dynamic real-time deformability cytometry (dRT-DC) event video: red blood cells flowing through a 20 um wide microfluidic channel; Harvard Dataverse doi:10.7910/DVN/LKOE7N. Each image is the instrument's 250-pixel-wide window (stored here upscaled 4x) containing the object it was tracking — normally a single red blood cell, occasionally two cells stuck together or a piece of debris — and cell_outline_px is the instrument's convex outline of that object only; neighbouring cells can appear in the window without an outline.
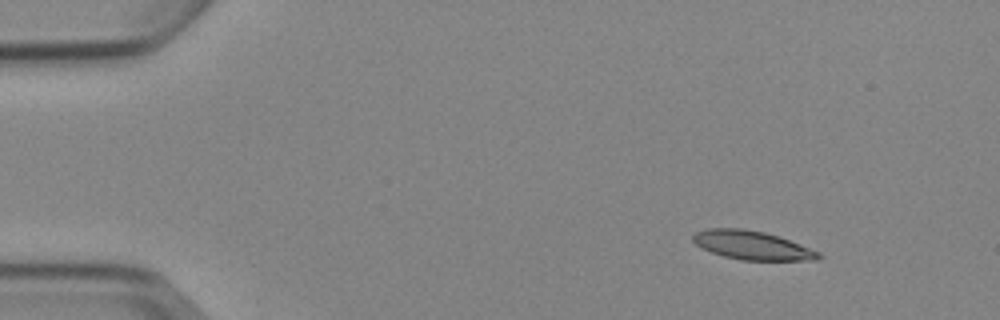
{"species": "Egyptian fruit bat (a non-hibernating species)", "species_latin": "Rousettus aegyptiacus", "temperature_condition": "cold", "stored_images_in_passage": 4, "camera_frame_rate_fps": 3000, "um_per_image_px": 0.085, "animal": {"sex": "female"}, "frame": {"image": 1, "passage_image": 1, "time_ms": 0.0, "image_size_px": [1000, 320], "cell_outline_px": [[824, 256], [816, 260], [740, 260], [724, 256], [712, 252], [696, 244], [692, 240], [692, 236], [696, 232], [708, 228], [740, 228], [764, 232], [800, 244], [820, 252]], "centroid_in_image_um": [63.94, 20.85], "position_along_channel_um": 21.1, "area_um2": 20.81}}